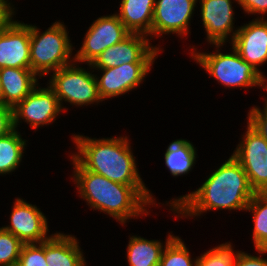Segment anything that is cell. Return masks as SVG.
Returning a JSON list of instances; mask_svg holds the SVG:
<instances>
[{
	"instance_id": "cell-1",
	"label": "cell",
	"mask_w": 267,
	"mask_h": 266,
	"mask_svg": "<svg viewBox=\"0 0 267 266\" xmlns=\"http://www.w3.org/2000/svg\"><path fill=\"white\" fill-rule=\"evenodd\" d=\"M254 194L243 167L231 155L200 188L170 204L174 211L191 217L210 209L246 210Z\"/></svg>"
},
{
	"instance_id": "cell-2",
	"label": "cell",
	"mask_w": 267,
	"mask_h": 266,
	"mask_svg": "<svg viewBox=\"0 0 267 266\" xmlns=\"http://www.w3.org/2000/svg\"><path fill=\"white\" fill-rule=\"evenodd\" d=\"M74 181L90 207L108 213L121 223L128 218L148 213L146 205L154 200L145 185H125L85 170L73 157Z\"/></svg>"
},
{
	"instance_id": "cell-3",
	"label": "cell",
	"mask_w": 267,
	"mask_h": 266,
	"mask_svg": "<svg viewBox=\"0 0 267 266\" xmlns=\"http://www.w3.org/2000/svg\"><path fill=\"white\" fill-rule=\"evenodd\" d=\"M78 154L72 157L85 169L125 185H145L138 174L127 137L91 139L74 135Z\"/></svg>"
},
{
	"instance_id": "cell-4",
	"label": "cell",
	"mask_w": 267,
	"mask_h": 266,
	"mask_svg": "<svg viewBox=\"0 0 267 266\" xmlns=\"http://www.w3.org/2000/svg\"><path fill=\"white\" fill-rule=\"evenodd\" d=\"M72 45L67 30L61 22H55L40 35L36 26L30 25L31 70L42 77L69 65ZM40 73V74H39Z\"/></svg>"
},
{
	"instance_id": "cell-5",
	"label": "cell",
	"mask_w": 267,
	"mask_h": 266,
	"mask_svg": "<svg viewBox=\"0 0 267 266\" xmlns=\"http://www.w3.org/2000/svg\"><path fill=\"white\" fill-rule=\"evenodd\" d=\"M233 54L219 53H191L195 61L202 66L210 76L222 85L229 87L263 86L266 78L261 75L248 62L244 61L239 53L232 47Z\"/></svg>"
},
{
	"instance_id": "cell-6",
	"label": "cell",
	"mask_w": 267,
	"mask_h": 266,
	"mask_svg": "<svg viewBox=\"0 0 267 266\" xmlns=\"http://www.w3.org/2000/svg\"><path fill=\"white\" fill-rule=\"evenodd\" d=\"M51 79L49 86L54 90L60 104L62 100L78 106L102 101L96 76L84 68H76L71 63L53 72Z\"/></svg>"
},
{
	"instance_id": "cell-7",
	"label": "cell",
	"mask_w": 267,
	"mask_h": 266,
	"mask_svg": "<svg viewBox=\"0 0 267 266\" xmlns=\"http://www.w3.org/2000/svg\"><path fill=\"white\" fill-rule=\"evenodd\" d=\"M233 156L245 171L255 193H267V141L249 122Z\"/></svg>"
},
{
	"instance_id": "cell-8",
	"label": "cell",
	"mask_w": 267,
	"mask_h": 266,
	"mask_svg": "<svg viewBox=\"0 0 267 266\" xmlns=\"http://www.w3.org/2000/svg\"><path fill=\"white\" fill-rule=\"evenodd\" d=\"M129 34L116 14L100 17L89 27L82 47L73 60L92 64L104 50L121 42Z\"/></svg>"
},
{
	"instance_id": "cell-9",
	"label": "cell",
	"mask_w": 267,
	"mask_h": 266,
	"mask_svg": "<svg viewBox=\"0 0 267 266\" xmlns=\"http://www.w3.org/2000/svg\"><path fill=\"white\" fill-rule=\"evenodd\" d=\"M145 36L130 33L121 42L104 50L92 64H89L90 68H112L124 63H153L158 56L159 48L152 47Z\"/></svg>"
},
{
	"instance_id": "cell-10",
	"label": "cell",
	"mask_w": 267,
	"mask_h": 266,
	"mask_svg": "<svg viewBox=\"0 0 267 266\" xmlns=\"http://www.w3.org/2000/svg\"><path fill=\"white\" fill-rule=\"evenodd\" d=\"M61 106L62 104L50 86L39 89L35 87L13 108V126L17 128L20 118L29 122L33 129L49 124L62 111Z\"/></svg>"
},
{
	"instance_id": "cell-11",
	"label": "cell",
	"mask_w": 267,
	"mask_h": 266,
	"mask_svg": "<svg viewBox=\"0 0 267 266\" xmlns=\"http://www.w3.org/2000/svg\"><path fill=\"white\" fill-rule=\"evenodd\" d=\"M11 226L2 227L11 232L24 244L41 243L48 239V225L44 214L23 199H16L10 215Z\"/></svg>"
},
{
	"instance_id": "cell-12",
	"label": "cell",
	"mask_w": 267,
	"mask_h": 266,
	"mask_svg": "<svg viewBox=\"0 0 267 266\" xmlns=\"http://www.w3.org/2000/svg\"><path fill=\"white\" fill-rule=\"evenodd\" d=\"M153 63H124L112 68H97L103 71L96 77L98 93L102 100L119 96L140 85Z\"/></svg>"
},
{
	"instance_id": "cell-13",
	"label": "cell",
	"mask_w": 267,
	"mask_h": 266,
	"mask_svg": "<svg viewBox=\"0 0 267 266\" xmlns=\"http://www.w3.org/2000/svg\"><path fill=\"white\" fill-rule=\"evenodd\" d=\"M197 0H155L152 35L188 34V25Z\"/></svg>"
},
{
	"instance_id": "cell-14",
	"label": "cell",
	"mask_w": 267,
	"mask_h": 266,
	"mask_svg": "<svg viewBox=\"0 0 267 266\" xmlns=\"http://www.w3.org/2000/svg\"><path fill=\"white\" fill-rule=\"evenodd\" d=\"M231 41L240 57L262 75L257 66L267 61V20L256 19L238 28Z\"/></svg>"
},
{
	"instance_id": "cell-15",
	"label": "cell",
	"mask_w": 267,
	"mask_h": 266,
	"mask_svg": "<svg viewBox=\"0 0 267 266\" xmlns=\"http://www.w3.org/2000/svg\"><path fill=\"white\" fill-rule=\"evenodd\" d=\"M31 68L30 25L13 21L0 30V68Z\"/></svg>"
},
{
	"instance_id": "cell-16",
	"label": "cell",
	"mask_w": 267,
	"mask_h": 266,
	"mask_svg": "<svg viewBox=\"0 0 267 266\" xmlns=\"http://www.w3.org/2000/svg\"><path fill=\"white\" fill-rule=\"evenodd\" d=\"M201 17L207 40L220 47L233 31V8L231 0H200ZM231 32V33H230Z\"/></svg>"
},
{
	"instance_id": "cell-17",
	"label": "cell",
	"mask_w": 267,
	"mask_h": 266,
	"mask_svg": "<svg viewBox=\"0 0 267 266\" xmlns=\"http://www.w3.org/2000/svg\"><path fill=\"white\" fill-rule=\"evenodd\" d=\"M36 76L31 68H0L3 105L14 108L21 102L38 86Z\"/></svg>"
},
{
	"instance_id": "cell-18",
	"label": "cell",
	"mask_w": 267,
	"mask_h": 266,
	"mask_svg": "<svg viewBox=\"0 0 267 266\" xmlns=\"http://www.w3.org/2000/svg\"><path fill=\"white\" fill-rule=\"evenodd\" d=\"M75 237L56 233L45 240L47 266H85L83 253Z\"/></svg>"
},
{
	"instance_id": "cell-19",
	"label": "cell",
	"mask_w": 267,
	"mask_h": 266,
	"mask_svg": "<svg viewBox=\"0 0 267 266\" xmlns=\"http://www.w3.org/2000/svg\"><path fill=\"white\" fill-rule=\"evenodd\" d=\"M155 0H122L116 14L130 33L152 36Z\"/></svg>"
},
{
	"instance_id": "cell-20",
	"label": "cell",
	"mask_w": 267,
	"mask_h": 266,
	"mask_svg": "<svg viewBox=\"0 0 267 266\" xmlns=\"http://www.w3.org/2000/svg\"><path fill=\"white\" fill-rule=\"evenodd\" d=\"M163 250L162 243L157 240L132 236L127 248L128 263L130 266H159Z\"/></svg>"
},
{
	"instance_id": "cell-21",
	"label": "cell",
	"mask_w": 267,
	"mask_h": 266,
	"mask_svg": "<svg viewBox=\"0 0 267 266\" xmlns=\"http://www.w3.org/2000/svg\"><path fill=\"white\" fill-rule=\"evenodd\" d=\"M165 165L173 176L188 173L194 165L196 151L190 141L178 139L172 142L165 153Z\"/></svg>"
},
{
	"instance_id": "cell-22",
	"label": "cell",
	"mask_w": 267,
	"mask_h": 266,
	"mask_svg": "<svg viewBox=\"0 0 267 266\" xmlns=\"http://www.w3.org/2000/svg\"><path fill=\"white\" fill-rule=\"evenodd\" d=\"M246 210L253 213L255 248L259 253H267V193H255Z\"/></svg>"
},
{
	"instance_id": "cell-23",
	"label": "cell",
	"mask_w": 267,
	"mask_h": 266,
	"mask_svg": "<svg viewBox=\"0 0 267 266\" xmlns=\"http://www.w3.org/2000/svg\"><path fill=\"white\" fill-rule=\"evenodd\" d=\"M25 140L14 128L8 134L0 137V174L16 170L24 151Z\"/></svg>"
},
{
	"instance_id": "cell-24",
	"label": "cell",
	"mask_w": 267,
	"mask_h": 266,
	"mask_svg": "<svg viewBox=\"0 0 267 266\" xmlns=\"http://www.w3.org/2000/svg\"><path fill=\"white\" fill-rule=\"evenodd\" d=\"M159 266H196V260L193 265L182 239L170 234L166 239Z\"/></svg>"
},
{
	"instance_id": "cell-25",
	"label": "cell",
	"mask_w": 267,
	"mask_h": 266,
	"mask_svg": "<svg viewBox=\"0 0 267 266\" xmlns=\"http://www.w3.org/2000/svg\"><path fill=\"white\" fill-rule=\"evenodd\" d=\"M235 257L236 254L229 242L202 254L196 259V266H235Z\"/></svg>"
},
{
	"instance_id": "cell-26",
	"label": "cell",
	"mask_w": 267,
	"mask_h": 266,
	"mask_svg": "<svg viewBox=\"0 0 267 266\" xmlns=\"http://www.w3.org/2000/svg\"><path fill=\"white\" fill-rule=\"evenodd\" d=\"M23 242L11 232L0 228V266L18 263Z\"/></svg>"
},
{
	"instance_id": "cell-27",
	"label": "cell",
	"mask_w": 267,
	"mask_h": 266,
	"mask_svg": "<svg viewBox=\"0 0 267 266\" xmlns=\"http://www.w3.org/2000/svg\"><path fill=\"white\" fill-rule=\"evenodd\" d=\"M18 263L21 266H47L45 260V241L39 243L23 244Z\"/></svg>"
},
{
	"instance_id": "cell-28",
	"label": "cell",
	"mask_w": 267,
	"mask_h": 266,
	"mask_svg": "<svg viewBox=\"0 0 267 266\" xmlns=\"http://www.w3.org/2000/svg\"><path fill=\"white\" fill-rule=\"evenodd\" d=\"M248 122L264 137L267 141V101L264 110L257 107L250 109Z\"/></svg>"
},
{
	"instance_id": "cell-29",
	"label": "cell",
	"mask_w": 267,
	"mask_h": 266,
	"mask_svg": "<svg viewBox=\"0 0 267 266\" xmlns=\"http://www.w3.org/2000/svg\"><path fill=\"white\" fill-rule=\"evenodd\" d=\"M13 129V108L0 104V137Z\"/></svg>"
},
{
	"instance_id": "cell-30",
	"label": "cell",
	"mask_w": 267,
	"mask_h": 266,
	"mask_svg": "<svg viewBox=\"0 0 267 266\" xmlns=\"http://www.w3.org/2000/svg\"><path fill=\"white\" fill-rule=\"evenodd\" d=\"M246 13H267V0H235Z\"/></svg>"
},
{
	"instance_id": "cell-31",
	"label": "cell",
	"mask_w": 267,
	"mask_h": 266,
	"mask_svg": "<svg viewBox=\"0 0 267 266\" xmlns=\"http://www.w3.org/2000/svg\"><path fill=\"white\" fill-rule=\"evenodd\" d=\"M235 266H267V259L251 256L244 252H237Z\"/></svg>"
},
{
	"instance_id": "cell-32",
	"label": "cell",
	"mask_w": 267,
	"mask_h": 266,
	"mask_svg": "<svg viewBox=\"0 0 267 266\" xmlns=\"http://www.w3.org/2000/svg\"><path fill=\"white\" fill-rule=\"evenodd\" d=\"M13 9L6 0H0V30L8 27L12 21Z\"/></svg>"
},
{
	"instance_id": "cell-33",
	"label": "cell",
	"mask_w": 267,
	"mask_h": 266,
	"mask_svg": "<svg viewBox=\"0 0 267 266\" xmlns=\"http://www.w3.org/2000/svg\"><path fill=\"white\" fill-rule=\"evenodd\" d=\"M0 104H3V93H2L1 83H0Z\"/></svg>"
},
{
	"instance_id": "cell-34",
	"label": "cell",
	"mask_w": 267,
	"mask_h": 266,
	"mask_svg": "<svg viewBox=\"0 0 267 266\" xmlns=\"http://www.w3.org/2000/svg\"><path fill=\"white\" fill-rule=\"evenodd\" d=\"M11 266H21L19 263L12 264Z\"/></svg>"
}]
</instances>
